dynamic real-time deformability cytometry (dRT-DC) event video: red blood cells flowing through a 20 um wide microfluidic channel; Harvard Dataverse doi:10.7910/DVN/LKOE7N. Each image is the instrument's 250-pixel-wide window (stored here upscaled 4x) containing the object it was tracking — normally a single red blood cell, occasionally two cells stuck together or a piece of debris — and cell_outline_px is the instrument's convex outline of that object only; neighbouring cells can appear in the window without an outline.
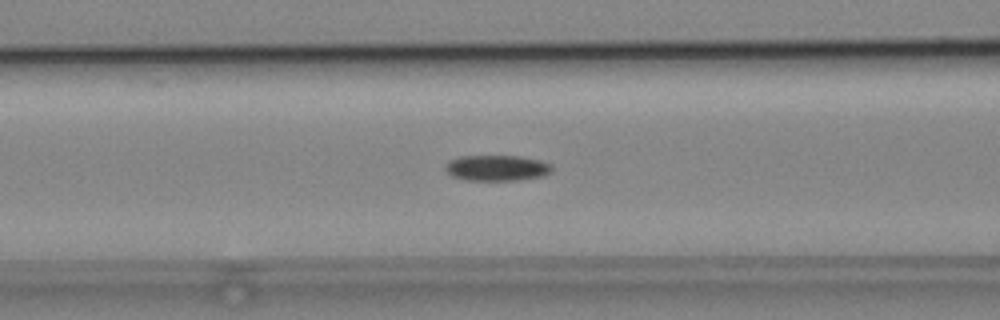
{"species": "common noctule bat (a hibernating species)", "species_latin": "Nyctalus noctula", "temperature_condition": "cold", "stored_images_in_passage": 36, "camera_frame_rate_fps": 3000, "um_per_image_px": 0.085, "animal": {"sex": "male", "body_mass_g": 19.2, "forearm_length_mm": 51.8}, "frame": {"image": 1, "passage_image": 8, "time_ms": 2.333, "image_size_px": [1000, 320], "cell_outline_px": [[552, 172], [540, 176], [516, 180], [464, 180], [452, 176], [444, 168], [444, 164], [448, 160], [460, 156], [516, 156], [540, 160], [552, 164]], "centroid_in_image_um": [42.19, 14.27], "position_along_channel_um": 124.4, "area_um2": 16.01}}
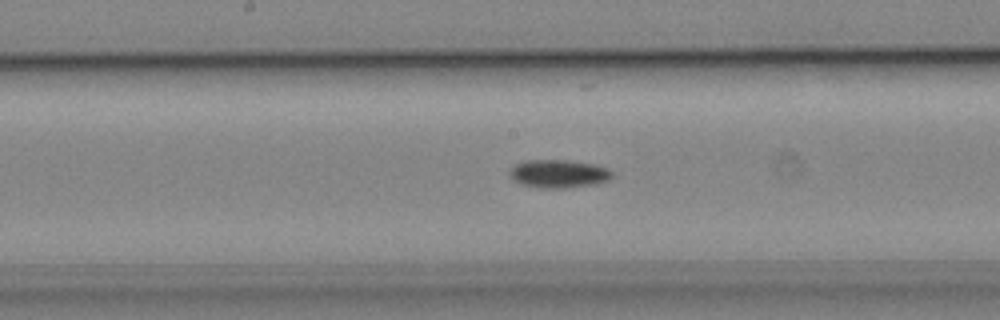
{"frame": {"image": 2, "passage_image": 14, "time_ms": 4.333, "image_size_px": [1000, 320], "cell_outline_px": [[612, 176], [608, 180], [596, 184], [572, 188], [540, 188], [520, 184], [512, 180], [508, 176], [508, 172], [516, 164], [524, 160], [568, 160], [596, 164], [608, 168], [612, 172]], "centroid_in_image_um": [47.47, 14.77], "position_along_channel_um": 200.7, "area_um2": 17.17}}
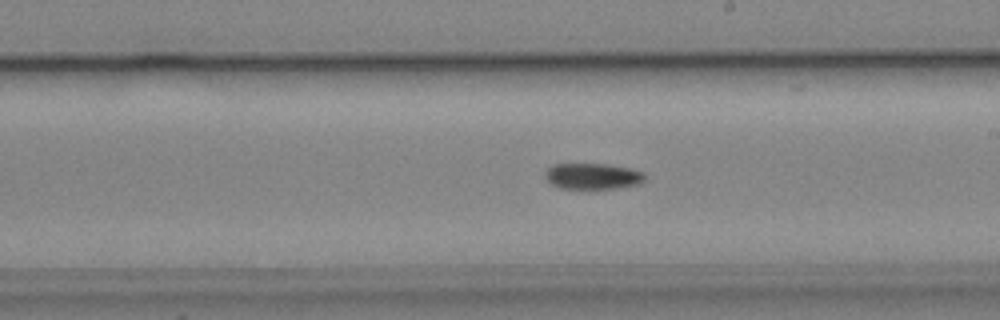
{"frame": {"image": 3, "passage_image": 17, "time_ms": 5.333, "image_size_px": [1000, 320], "cell_outline_px": [[644, 180], [640, 184], [612, 188], [560, 188], [552, 184], [544, 176], [544, 172], [552, 164], [604, 164], [628, 168], [644, 172]], "centroid_in_image_um": [50.35, 14.97], "position_along_channel_um": 238.7, "area_um2": 14.91}}